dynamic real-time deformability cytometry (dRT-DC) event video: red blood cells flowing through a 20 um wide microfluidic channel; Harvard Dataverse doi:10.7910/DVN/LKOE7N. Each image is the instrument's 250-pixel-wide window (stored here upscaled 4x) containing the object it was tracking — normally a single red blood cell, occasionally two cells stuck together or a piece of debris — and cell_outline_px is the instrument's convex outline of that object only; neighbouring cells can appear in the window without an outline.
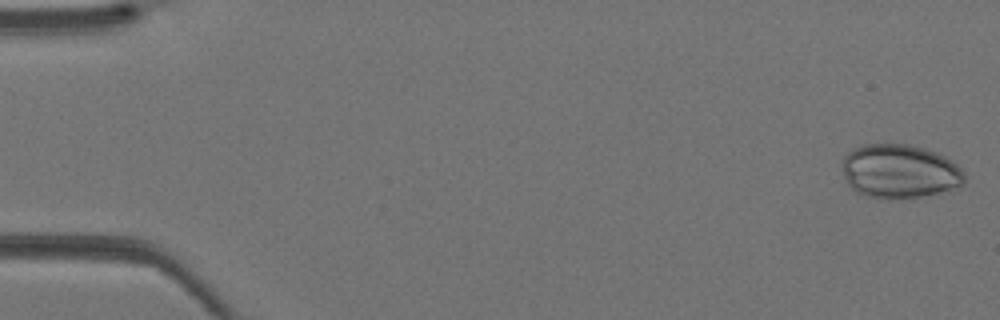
{"species": "Egyptian fruit bat (a non-hibernating species)", "species_latin": "Rousettus aegyptiacus", "temperature_condition": "warm", "stored_images_in_passage": 40, "camera_frame_rate_fps": 3000, "um_per_image_px": 0.085, "animal": {"sex": "female"}, "frame": {"image": 1, "passage_image": 1, "time_ms": 0.0, "image_size_px": [1000, 320], "cell_outline_px": [[964, 184], [936, 192], [920, 196], [900, 200], [888, 200], [868, 196], [856, 192], [848, 184], [844, 176], [840, 164], [844, 156], [848, 152], [864, 144], [908, 144], [924, 148], [936, 152], [952, 160], [964, 172]], "centroid_in_image_um": [76.42, 14.56], "position_along_channel_um": 8.6, "area_um2": 38.55}}
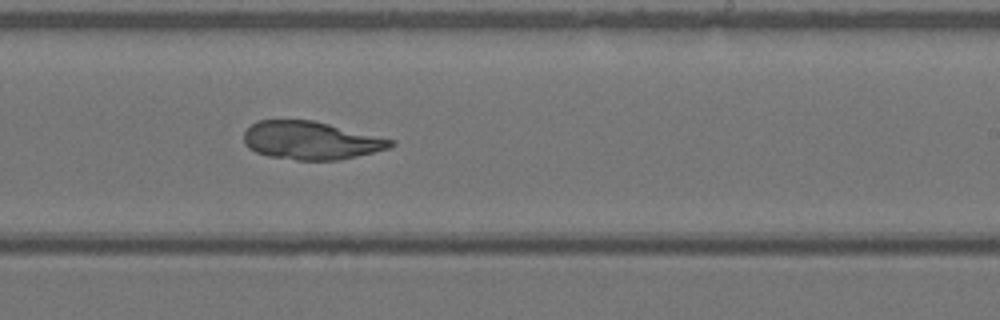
{"frame": {"image": 2, "passage_image": 25, "time_ms": 8.0, "image_size_px": [1000, 320], "cell_outline_px": [[396, 144], [388, 148], [340, 160], [296, 160], [268, 156], [256, 152], [248, 148], [244, 144], [244, 132], [252, 124], [260, 120], [312, 120], [396, 140]], "centroid_in_image_um": [26.42, 11.94], "position_along_channel_um": 262.6, "area_um2": 32.48}}
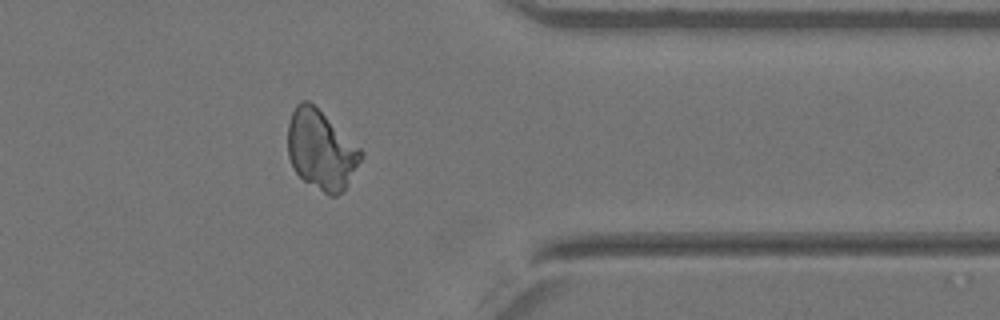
{"frame": {"image": 3, "passage_image": 33, "time_ms": 10.667, "image_size_px": [1000, 320], "cell_outline_px": [[364, 156], [348, 184], [336, 196], [328, 196], [304, 180], [292, 168], [288, 156], [288, 120], [296, 104], [300, 100], [308, 100], [360, 148], [364, 152]], "centroid_in_image_um": [27.28, 12.75], "position_along_channel_um": 384.1, "area_um2": 33.7}}